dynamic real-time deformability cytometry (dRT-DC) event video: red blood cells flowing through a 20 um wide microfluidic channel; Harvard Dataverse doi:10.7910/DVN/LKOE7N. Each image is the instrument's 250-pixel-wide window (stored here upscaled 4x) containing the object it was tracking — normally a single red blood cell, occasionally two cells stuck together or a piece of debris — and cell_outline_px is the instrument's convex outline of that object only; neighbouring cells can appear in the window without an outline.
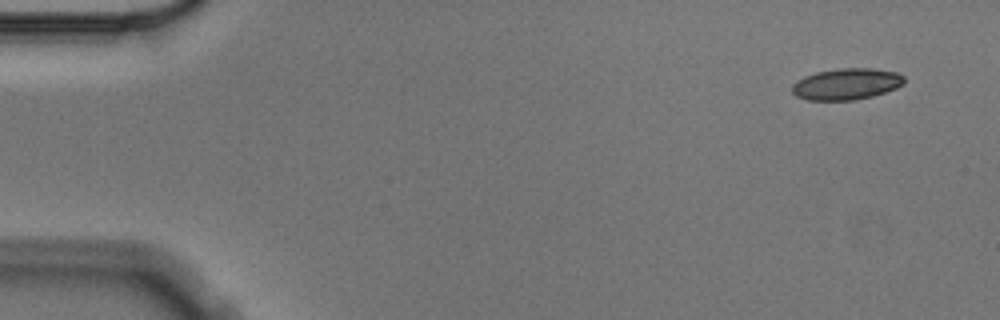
{"species": "Egyptian fruit bat (a non-hibernating species)", "species_latin": "Rousettus aegyptiacus", "temperature_condition": "cold", "stored_images_in_passage": 10, "camera_frame_rate_fps": 3000, "um_per_image_px": 0.085, "animal": {"sex": "male"}, "frame": {"image": 1, "passage_image": 1, "time_ms": 0.0, "image_size_px": [1000, 320], "cell_outline_px": [[904, 84], [896, 88], [872, 96], [856, 100], [808, 100], [796, 96], [792, 92], [792, 84], [796, 80], [804, 76], [816, 72], [840, 68], [872, 68], [896, 72], [904, 76]], "centroid_in_image_um": [71.93, 7.14], "position_along_channel_um": 13.1, "area_um2": 20.58}}
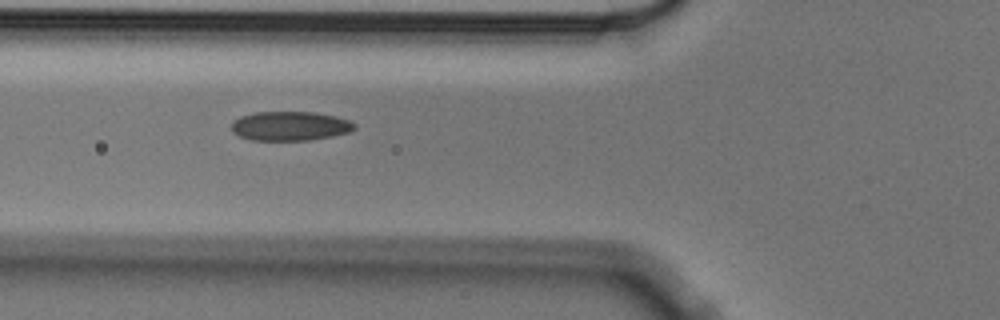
{"frame": {"image": 2, "passage_image": 6, "time_ms": 1.667, "image_size_px": [1000, 320], "cell_outline_px": [[356, 128], [348, 132], [332, 136], [308, 140], [252, 140], [240, 136], [232, 132], [232, 120], [240, 116], [252, 112], [312, 112], [336, 116], [348, 120], [356, 124]], "centroid_in_image_um": [24.63, 10.7], "position_along_channel_um": 101.2, "area_um2": 20.98}}
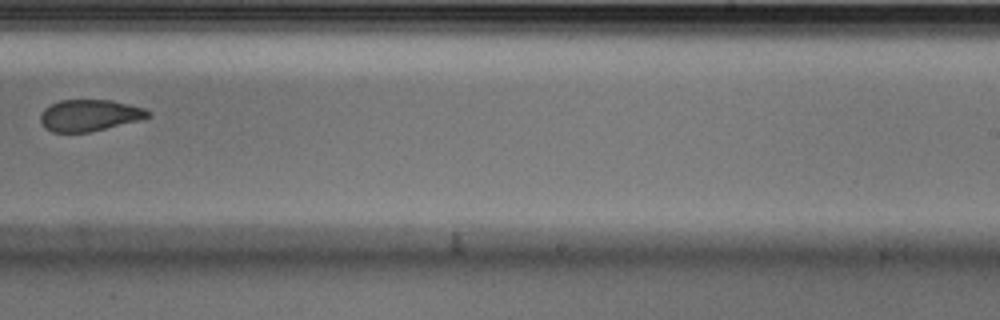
{"frame": {"image": 3, "passage_image": 10, "time_ms": 3.0, "image_size_px": [1000, 320], "cell_outline_px": [[152, 116], [140, 120], [92, 132], [52, 132], [44, 128], [40, 120], [40, 116], [44, 108], [60, 100], [112, 100], [144, 108], [152, 112]], "centroid_in_image_um": [7.63, 9.81], "position_along_channel_um": 281.4, "area_um2": 19.94}}